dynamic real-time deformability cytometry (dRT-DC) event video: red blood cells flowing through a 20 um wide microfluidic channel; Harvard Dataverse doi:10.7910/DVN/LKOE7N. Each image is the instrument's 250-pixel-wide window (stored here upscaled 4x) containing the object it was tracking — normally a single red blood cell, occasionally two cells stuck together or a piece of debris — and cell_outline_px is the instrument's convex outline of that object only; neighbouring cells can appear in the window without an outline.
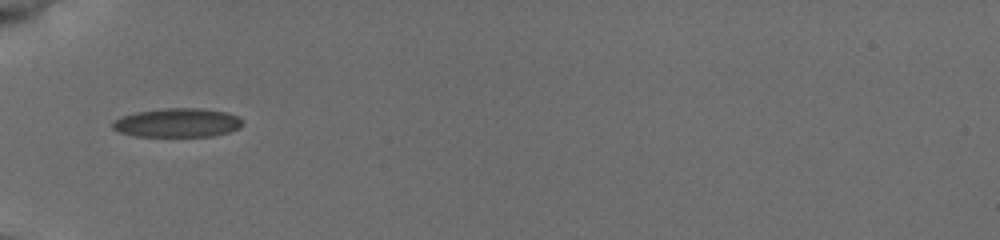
{"species": "common noctule bat (a hibernating species)", "species_latin": "Nyctalus noctula", "temperature_condition": "cold", "stored_images_in_passage": 21, "camera_frame_rate_fps": 3000, "um_per_image_px": 0.085, "animal": {"sex": "female", "body_mass_g": 19.5, "forearm_length_mm": 54.1}, "frame": {"image": 1, "passage_image": 1, "time_ms": 0.0, "image_size_px": [1000, 240], "cell_outline_px": [[244, 124], [240, 128], [228, 132], [212, 136], [136, 136], [120, 132], [112, 128], [112, 120], [136, 112], [160, 108], [200, 108], [224, 112], [240, 116], [244, 120]], "centroid_in_image_um": [15.11, 10.43], "position_along_channel_um": 69.9, "area_um2": 22.02}}
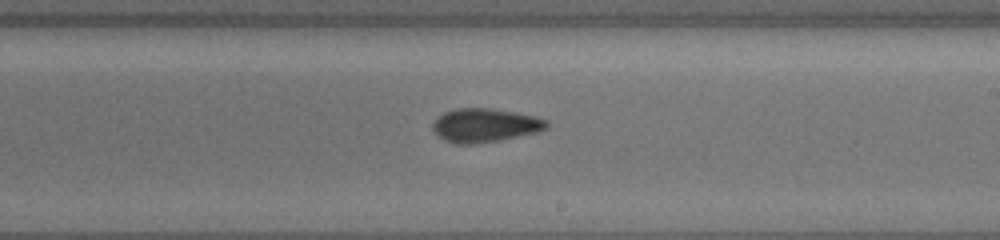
{"frame": {"image": 2, "passage_image": 12, "time_ms": 3.667, "image_size_px": [1000, 240], "cell_outline_px": [[548, 124], [544, 128], [536, 132], [496, 140], [472, 144], [456, 144], [444, 140], [432, 128], [432, 124], [436, 116], [444, 112], [456, 108], [492, 108], [516, 112], [536, 116], [548, 120]], "centroid_in_image_um": [41.18, 10.62], "position_along_channel_um": 247.8, "area_um2": 22.2}}
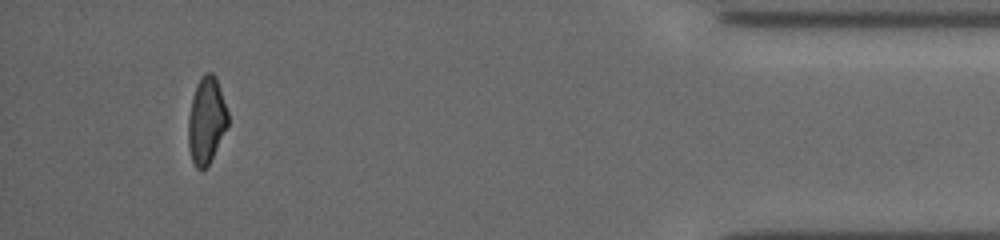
{"frame": {"image": 3, "passage_image": 21, "time_ms": 6.667, "image_size_px": [1000, 240], "cell_outline_px": [[228, 124], [208, 164], [204, 168], [196, 168], [192, 160], [188, 148], [188, 116], [196, 84], [200, 76], [204, 72], [212, 72], [216, 76], [228, 112]], "centroid_in_image_um": [17.53, 10.18], "position_along_channel_um": 417.7, "area_um2": 19.83}, "authors_computed_cell_mechanics": {"area_um2": 22.0218, "velocity_mm_per_s": 3.9289, "shape_relaxation_time_tau1_ms": 2.6639, "shape_relaxation_time_tau2_ms": 3.3092, "deformation_change_tau1": 0.1189, "deformation_change_tau2": 0.1033}}